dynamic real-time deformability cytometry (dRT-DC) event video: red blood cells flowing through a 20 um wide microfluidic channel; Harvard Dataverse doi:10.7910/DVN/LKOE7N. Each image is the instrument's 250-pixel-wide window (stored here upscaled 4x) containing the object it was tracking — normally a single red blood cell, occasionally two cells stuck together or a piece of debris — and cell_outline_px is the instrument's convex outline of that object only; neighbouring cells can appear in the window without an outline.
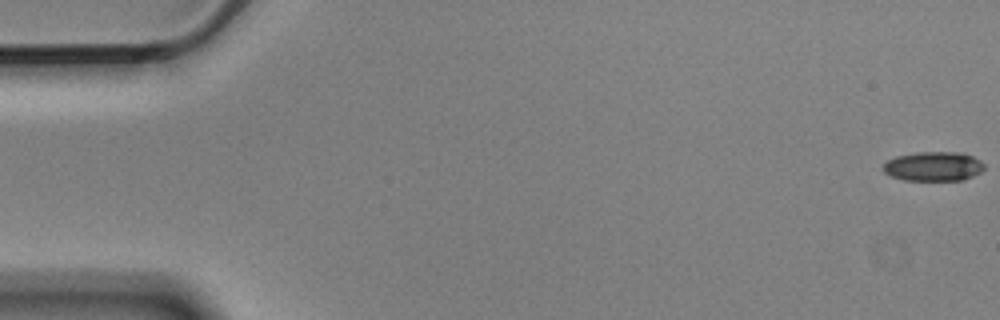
{"species": "Egyptian fruit bat (a non-hibernating species)", "species_latin": "Rousettus aegyptiacus", "temperature_condition": "cold", "stored_images_in_passage": 6, "camera_frame_rate_fps": 3000, "um_per_image_px": 0.085, "animal": {"sex": "male"}, "frame": {"image": 1, "passage_image": 1, "time_ms": 0.0, "image_size_px": [1000, 320], "cell_outline_px": [[984, 168], [980, 172], [964, 180], [904, 180], [892, 176], [884, 172], [880, 168], [888, 160], [896, 156], [916, 152], [960, 152], [972, 156], [980, 160], [984, 164]], "centroid_in_image_um": [79.33, 14.13], "position_along_channel_um": 5.7, "area_um2": 17.34}}